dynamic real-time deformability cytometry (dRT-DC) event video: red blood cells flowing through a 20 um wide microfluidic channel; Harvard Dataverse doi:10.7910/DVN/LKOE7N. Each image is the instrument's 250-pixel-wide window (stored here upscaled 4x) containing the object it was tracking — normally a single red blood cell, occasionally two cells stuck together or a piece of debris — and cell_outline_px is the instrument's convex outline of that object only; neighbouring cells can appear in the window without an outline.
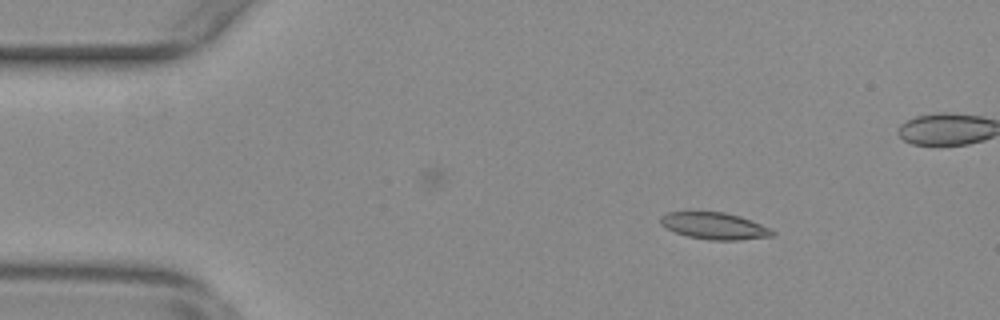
{"species": "common noctule bat (a hibernating species)", "species_latin": "Nyctalus noctula", "temperature_condition": "warm", "stored_images_in_passage": 62, "camera_frame_rate_fps": 3000, "um_per_image_px": 0.085, "animal": {"sex": "female", "body_mass_g": 29.2, "forearm_length_mm": 56.3}, "frame": {"image": 1, "passage_image": 8, "time_ms": 2.333, "image_size_px": [1000, 320], "cell_outline_px": [[776, 236], [740, 240], [708, 240], [688, 236], [676, 232], [660, 224], [660, 216], [668, 212], [724, 212], [740, 216], [760, 224], [776, 232]], "centroid_in_image_um": [60.75, 19.21], "position_along_channel_um": 24.3, "area_um2": 17.4}}
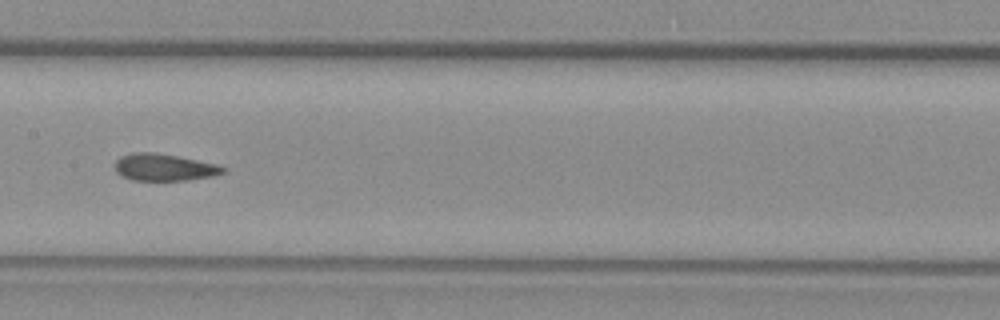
{"frame": {"image": 2, "passage_image": 27, "time_ms": 8.667, "image_size_px": [1000, 320], "cell_outline_px": [[228, 172], [212, 176], [188, 180], [132, 180], [120, 176], [116, 172], [112, 164], [120, 156], [132, 152], [152, 152], [176, 156], [216, 164], [228, 168]], "centroid_in_image_um": [13.92, 14.22], "position_along_channel_um": 193.5, "area_um2": 17.22}}
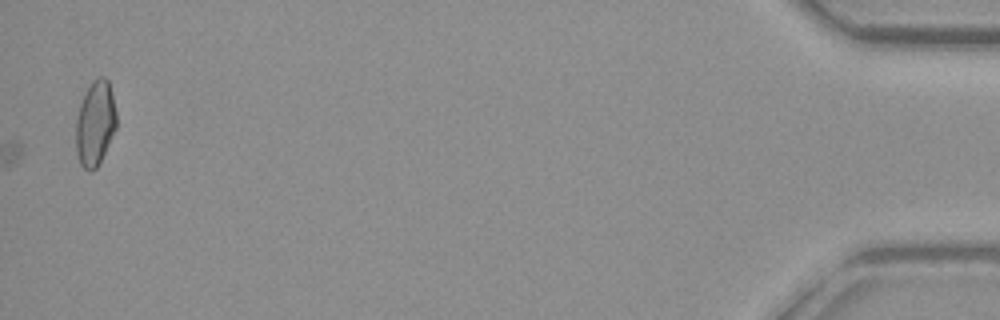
{"frame": {"image": 3, "passage_image": 62, "time_ms": 20.333, "image_size_px": [1000, 320], "cell_outline_px": [[116, 128], [96, 168], [92, 172], [84, 168], [80, 164], [76, 152], [76, 120], [80, 104], [84, 92], [92, 80], [100, 76], [104, 76], [108, 80], [116, 112]], "centroid_in_image_um": [8.07, 10.46], "position_along_channel_um": 427.1, "area_um2": 19.94}}